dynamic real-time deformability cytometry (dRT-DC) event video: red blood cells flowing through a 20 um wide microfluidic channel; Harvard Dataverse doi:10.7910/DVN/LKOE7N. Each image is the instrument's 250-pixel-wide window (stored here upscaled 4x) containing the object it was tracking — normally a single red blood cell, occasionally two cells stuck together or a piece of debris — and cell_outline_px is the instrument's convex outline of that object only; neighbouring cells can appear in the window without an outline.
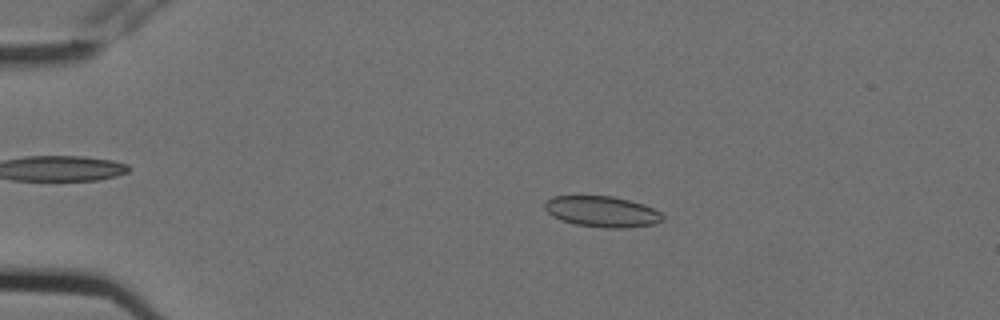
{"species": "Egyptian fruit bat (a non-hibernating species)", "species_latin": "Rousettus aegyptiacus", "temperature_condition": "cold", "stored_images_in_passage": 4, "camera_frame_rate_fps": 3000, "um_per_image_px": 0.085, "animal": {"sex": "female"}, "frame": {"image": 1, "passage_image": 3, "time_ms": 0.667, "image_size_px": [1000, 320], "cell_outline_px": [[664, 220], [656, 224], [624, 228], [608, 228], [576, 224], [560, 220], [552, 216], [544, 208], [544, 200], [552, 196], [612, 196], [644, 204], [660, 212], [664, 216]], "centroid_in_image_um": [51.17, 17.98], "position_along_channel_um": 33.8, "area_um2": 21.33}}